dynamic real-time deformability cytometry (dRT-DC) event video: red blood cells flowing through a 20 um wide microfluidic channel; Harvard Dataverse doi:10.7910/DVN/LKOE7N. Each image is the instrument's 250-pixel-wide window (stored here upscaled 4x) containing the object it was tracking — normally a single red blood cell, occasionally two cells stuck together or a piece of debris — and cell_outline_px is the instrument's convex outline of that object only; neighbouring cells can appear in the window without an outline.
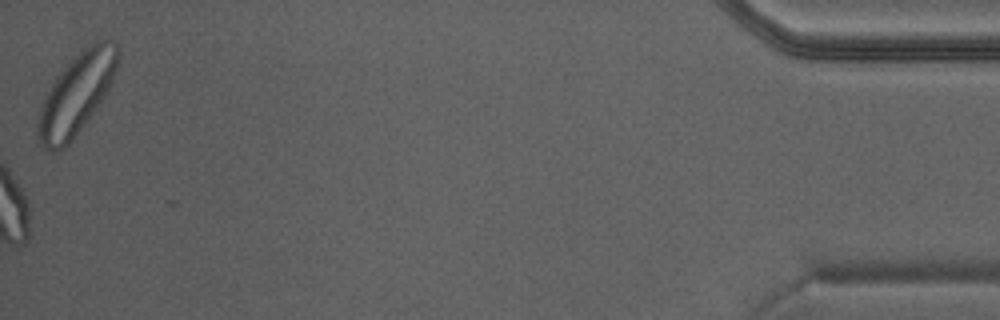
{"species": "Egyptian fruit bat (a non-hibernating species)", "species_latin": "Rousettus aegyptiacus", "temperature_condition": "warm", "stored_images_in_passage": 35, "camera_frame_rate_fps": 3000, "um_per_image_px": 0.085, "animal": {"sex": "male"}, "frame": {"image": 1, "passage_image": 35, "time_ms": 11.333, "image_size_px": [1000, 320], "cell_outline_px": [[120, 52], [116, 68], [108, 88], [104, 96], [96, 108], [68, 144], [64, 148], [56, 152], [48, 152], [44, 148], [36, 136], [36, 124], [44, 100], [56, 76], [88, 44], [96, 40], [108, 36], [120, 48]], "centroid_in_image_um": [6.51, 7.97], "position_along_channel_um": 428.7, "area_um2": 37.17}}